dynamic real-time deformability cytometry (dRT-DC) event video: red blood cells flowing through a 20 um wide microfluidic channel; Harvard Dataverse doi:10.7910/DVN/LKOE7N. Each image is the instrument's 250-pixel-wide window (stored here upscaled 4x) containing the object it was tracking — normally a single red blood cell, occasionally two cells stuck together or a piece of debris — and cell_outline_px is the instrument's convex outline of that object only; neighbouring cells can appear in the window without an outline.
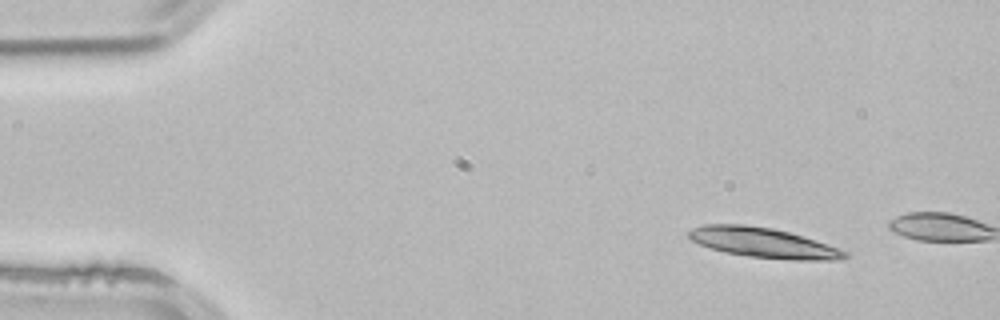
{"species": "common noctule bat (a hibernating species)", "species_latin": "Nyctalus noctula", "temperature_condition": "room temperature", "stored_images_in_passage": 5, "camera_frame_rate_fps": 3000, "um_per_image_px": 0.085, "animal": {"sex": "male", "body_mass_g": 21.5, "forearm_length_mm": 52.0}, "frame": {"image": 1, "passage_image": 1, "time_ms": 0.0, "image_size_px": [1000, 320], "cell_outline_px": [[848, 256], [840, 260], [796, 260], [748, 256], [724, 252], [700, 244], [692, 240], [688, 236], [688, 232], [692, 228], [704, 224], [744, 224], [772, 228], [788, 232], [840, 248], [848, 252]], "centroid_in_image_um": [64.89, 20.63], "position_along_channel_um": 20.1, "area_um2": 27.05}}